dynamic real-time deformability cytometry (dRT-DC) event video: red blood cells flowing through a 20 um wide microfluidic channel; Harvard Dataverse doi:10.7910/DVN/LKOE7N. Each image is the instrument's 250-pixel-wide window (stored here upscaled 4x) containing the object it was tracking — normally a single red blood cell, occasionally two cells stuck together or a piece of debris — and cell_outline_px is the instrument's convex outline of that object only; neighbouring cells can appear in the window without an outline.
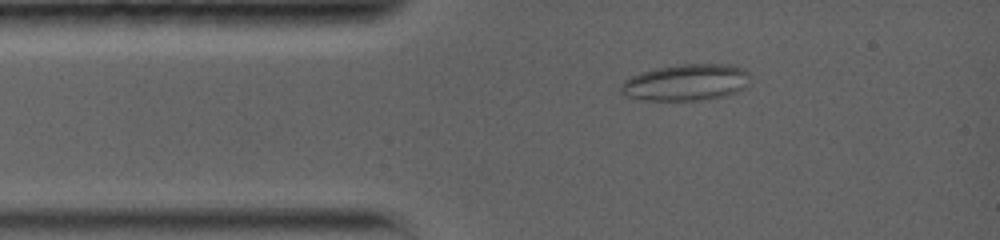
{"species": "common noctule bat (a hibernating species)", "species_latin": "Nyctalus noctula", "temperature_condition": "warm", "stored_images_in_passage": 69, "camera_frame_rate_fps": 5000, "um_per_image_px": 0.085, "animal": {"sex": "female", "body_mass_g": 19.0, "forearm_length_mm": 56.7}, "frame": {"image": 1, "passage_image": 1, "time_ms": 0.0, "image_size_px": [1000, 240], "cell_outline_px": [[748, 76], [744, 88], [736, 92], [724, 96], [708, 100], [644, 100], [624, 96], [620, 92], [620, 84], [624, 80], [640, 72], [656, 68], [680, 64], [732, 64], [744, 68], [748, 72]], "centroid_in_image_um": [58.28, 7.01], "position_along_channel_um": 26.7, "area_um2": 27.69}}
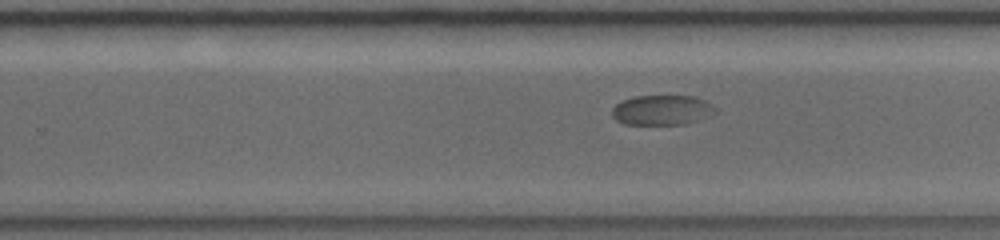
{"frame": {"image": 2, "passage_image": 31, "time_ms": 7.4, "image_size_px": [1000, 240], "cell_outline_px": [[716, 112], [696, 120], [684, 124], [624, 124], [616, 120], [612, 116], [612, 108], [616, 104], [624, 100], [636, 96], [696, 96], [712, 104], [716, 108]], "centroid_in_image_um": [56.25, 9.35], "position_along_channel_um": 273.5, "area_um2": 17.86}}
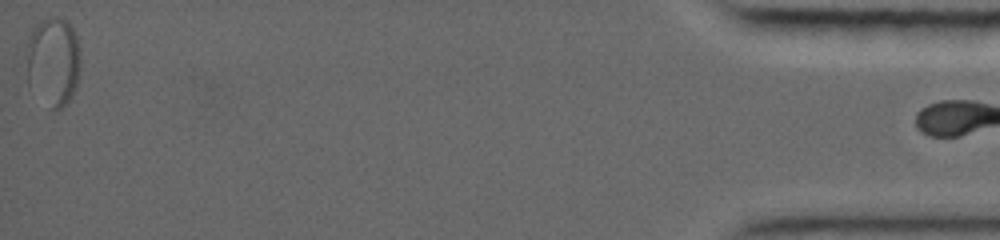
{"frame": {"image": 3, "passage_image": 68, "time_ms": 15.6, "image_size_px": [1000, 240], "cell_outline_px": [[80, 68], [76, 88], [72, 96], [56, 112], [28, 84], [28, 44], [32, 28], [40, 20], [48, 16], [56, 16], [68, 20], [76, 36], [80, 48]], "centroid_in_image_um": [4.56, 5.16], "position_along_channel_um": 430.6, "area_um2": 27.98}}